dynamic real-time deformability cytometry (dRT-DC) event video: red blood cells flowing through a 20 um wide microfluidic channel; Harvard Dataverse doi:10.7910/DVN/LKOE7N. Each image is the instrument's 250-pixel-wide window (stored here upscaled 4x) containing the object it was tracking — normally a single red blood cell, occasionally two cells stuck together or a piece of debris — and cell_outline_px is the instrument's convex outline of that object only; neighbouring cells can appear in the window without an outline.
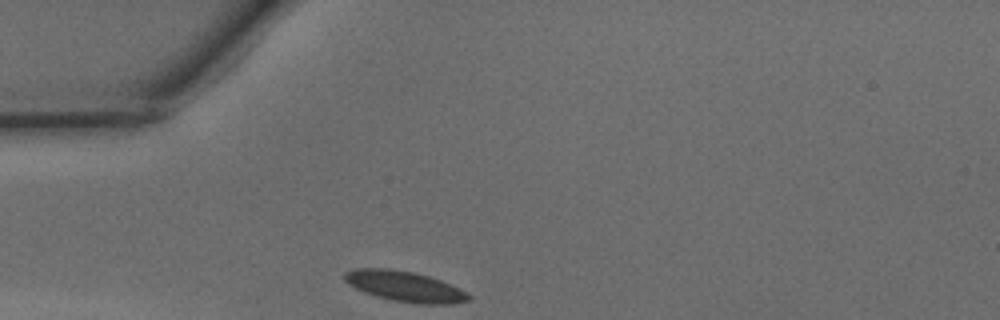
{"species": "common noctule bat (a hibernating species)", "species_latin": "Nyctalus noctula", "temperature_condition": "warm", "stored_images_in_passage": 25, "camera_frame_rate_fps": 3000, "um_per_image_px": 0.085, "animal": {"sex": "male", "body_mass_g": 15.6}, "frame": {"image": 1, "passage_image": 1, "time_ms": 0.0, "image_size_px": [1000, 320], "cell_outline_px": [[472, 300], [452, 304], [416, 304], [392, 300], [376, 296], [364, 292], [348, 284], [344, 280], [344, 272], [356, 268], [388, 268], [412, 272], [428, 276], [440, 280], [472, 296]], "centroid_in_image_um": [34.38, 24.35], "position_along_channel_um": 50.6, "area_um2": 21.91}}
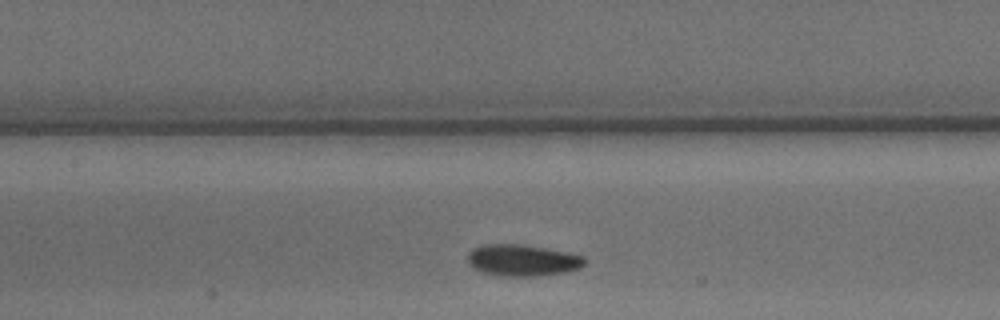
{"frame": {"image": 2, "passage_image": 10, "time_ms": 3.0, "image_size_px": [1000, 320], "cell_outline_px": [[588, 260], [580, 268], [568, 272], [540, 276], [496, 276], [480, 272], [472, 268], [468, 264], [468, 252], [472, 248], [484, 244], [520, 244], [544, 248], [584, 256]], "centroid_in_image_um": [44.38, 22.14], "position_along_channel_um": 163.0, "area_um2": 21.85}}
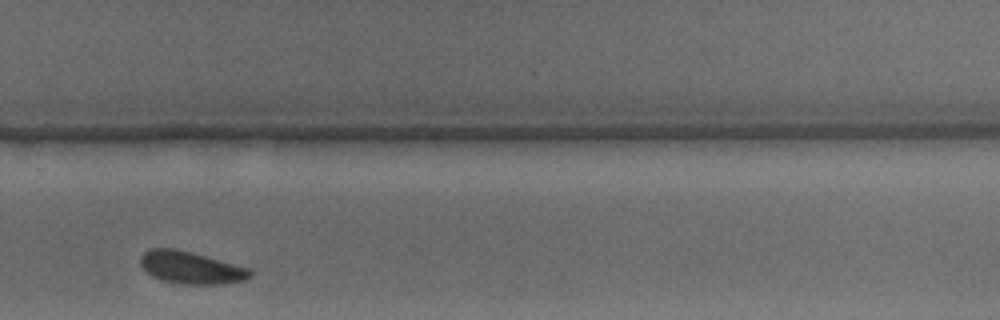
{"frame": {"image": 3, "passage_image": 21, "time_ms": 6.667, "image_size_px": [1000, 320], "cell_outline_px": [[252, 276], [244, 280], [220, 284], [180, 284], [160, 280], [152, 276], [140, 264], [140, 256], [148, 248], [176, 248], [192, 252], [252, 268]], "centroid_in_image_um": [16.24, 22.74], "position_along_channel_um": 313.6, "area_um2": 20.92}, "authors_computed_cell_mechanics": {"area_um2": 21.3282, "velocity_mm_per_s": 4.1222, "shape_relaxation_time_tau1_ms": 5.0166, "shape_relaxation_time_tau2_ms": null, "deformation_change_tau1": 0.1317, "deformation_change_tau2": null}}